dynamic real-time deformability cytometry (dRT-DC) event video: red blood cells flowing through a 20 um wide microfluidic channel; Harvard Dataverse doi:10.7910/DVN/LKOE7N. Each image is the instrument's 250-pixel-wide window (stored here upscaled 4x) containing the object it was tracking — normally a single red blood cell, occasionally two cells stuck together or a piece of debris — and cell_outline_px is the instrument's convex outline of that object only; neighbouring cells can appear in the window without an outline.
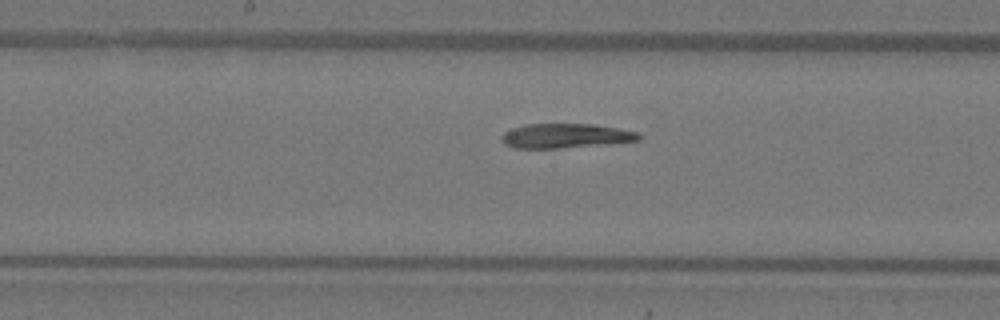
{"species": "Egyptian fruit bat (a non-hibernating species)", "species_latin": "Rousettus aegyptiacus", "temperature_condition": "warm", "stored_images_in_passage": 9, "camera_frame_rate_fps": 3000, "um_per_image_px": 0.085, "animal": {"sex": "female"}, "frame": {"image": 1, "passage_image": 9, "time_ms": 10.0, "image_size_px": [1000, 320], "cell_outline_px": [[640, 140], [556, 148], [516, 148], [504, 144], [500, 140], [500, 136], [504, 132], [512, 128], [524, 124], [596, 124], [640, 132]], "centroid_in_image_um": [48.02, 11.53], "position_along_channel_um": 200.2, "area_um2": 19.42}}